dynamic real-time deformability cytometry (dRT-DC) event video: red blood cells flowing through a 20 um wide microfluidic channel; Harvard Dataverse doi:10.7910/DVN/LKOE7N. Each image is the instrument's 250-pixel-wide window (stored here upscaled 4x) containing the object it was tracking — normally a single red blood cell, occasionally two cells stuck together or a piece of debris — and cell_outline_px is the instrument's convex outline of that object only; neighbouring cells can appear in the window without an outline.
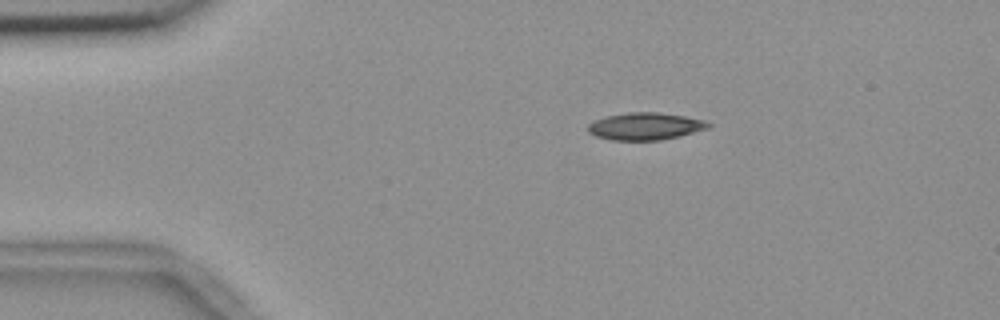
{"species": "common noctule bat (a hibernating species)", "species_latin": "Nyctalus noctula", "temperature_condition": "room temperature", "stored_images_in_passage": 7, "camera_frame_rate_fps": 3000, "um_per_image_px": 0.085, "animal": {"sex": "female", "body_mass_g": 18.4}, "frame": {"image": 1, "passage_image": 1, "time_ms": 0.0, "image_size_px": [1000, 320], "cell_outline_px": [[712, 124], [708, 128], [680, 136], [660, 140], [612, 140], [596, 136], [588, 132], [588, 124], [596, 120], [608, 116], [628, 112], [656, 112], [684, 116], [704, 120]], "centroid_in_image_um": [54.86, 10.73], "position_along_channel_um": 30.1, "area_um2": 18.96}}
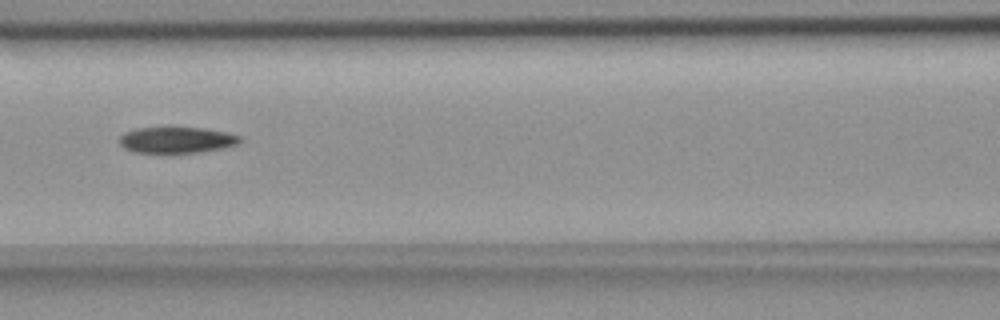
{"frame": {"image": 2, "passage_image": 5, "time_ms": 1.333, "image_size_px": [1000, 320], "cell_outline_px": [[244, 140], [236, 144], [224, 148], [200, 152], [160, 156], [132, 152], [124, 148], [120, 144], [120, 136], [124, 132], [136, 128], [168, 124], [204, 128], [228, 132], [240, 136]], "centroid_in_image_um": [14.96, 11.89], "position_along_channel_um": 151.6, "area_um2": 20.23}}
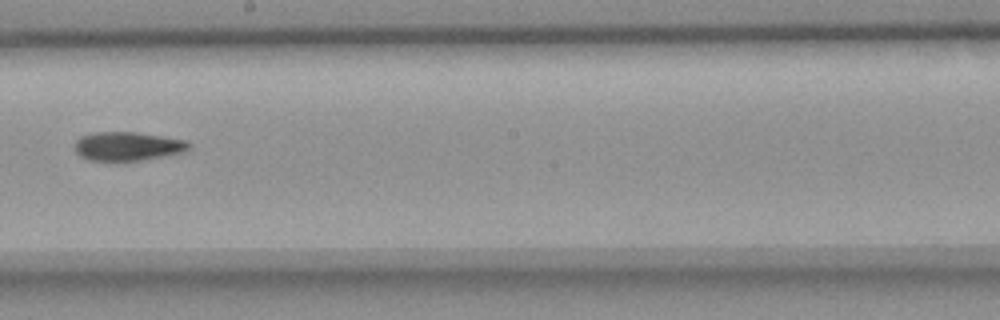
{"frame": {"image": 3, "passage_image": 7, "time_ms": 2.0, "image_size_px": [1000, 320], "cell_outline_px": [[192, 144], [184, 152], [140, 160], [92, 160], [80, 156], [76, 152], [76, 140], [80, 136], [92, 132], [136, 132], [188, 140]], "centroid_in_image_um": [10.87, 12.41], "position_along_channel_um": 237.3, "area_um2": 19.02}}